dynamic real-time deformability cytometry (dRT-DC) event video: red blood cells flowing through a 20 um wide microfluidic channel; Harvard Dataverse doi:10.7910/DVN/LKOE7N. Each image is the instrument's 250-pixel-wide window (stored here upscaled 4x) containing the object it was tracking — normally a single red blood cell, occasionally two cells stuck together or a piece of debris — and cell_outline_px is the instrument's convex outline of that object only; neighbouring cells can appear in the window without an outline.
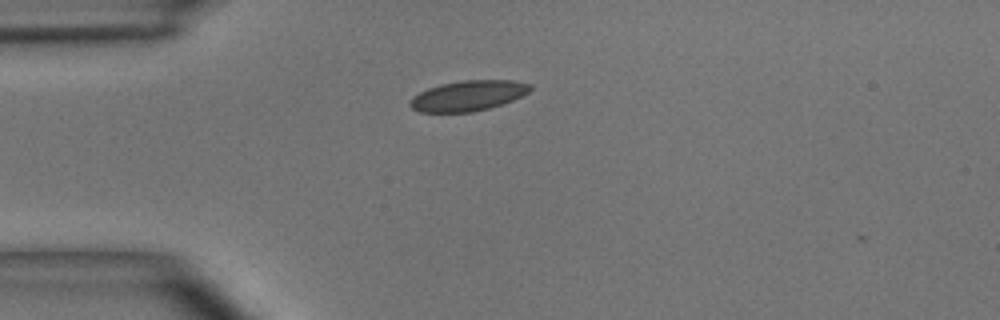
{"species": "common noctule bat (a hibernating species)", "species_latin": "Nyctalus noctula", "temperature_condition": "room temperature", "stored_images_in_passage": 5, "camera_frame_rate_fps": 3000, "um_per_image_px": 0.085, "animal": {"sex": "male", "body_mass_g": 15.6}, "frame": {"image": 1, "passage_image": 2, "time_ms": 0.333, "image_size_px": [1000, 320], "cell_outline_px": [[532, 88], [528, 92], [512, 100], [488, 108], [472, 112], [420, 112], [412, 108], [408, 104], [408, 100], [412, 96], [428, 88], [440, 84], [464, 80], [512, 80], [532, 84]], "centroid_in_image_um": [39.75, 8.13], "position_along_channel_um": 45.2, "area_um2": 21.21}}